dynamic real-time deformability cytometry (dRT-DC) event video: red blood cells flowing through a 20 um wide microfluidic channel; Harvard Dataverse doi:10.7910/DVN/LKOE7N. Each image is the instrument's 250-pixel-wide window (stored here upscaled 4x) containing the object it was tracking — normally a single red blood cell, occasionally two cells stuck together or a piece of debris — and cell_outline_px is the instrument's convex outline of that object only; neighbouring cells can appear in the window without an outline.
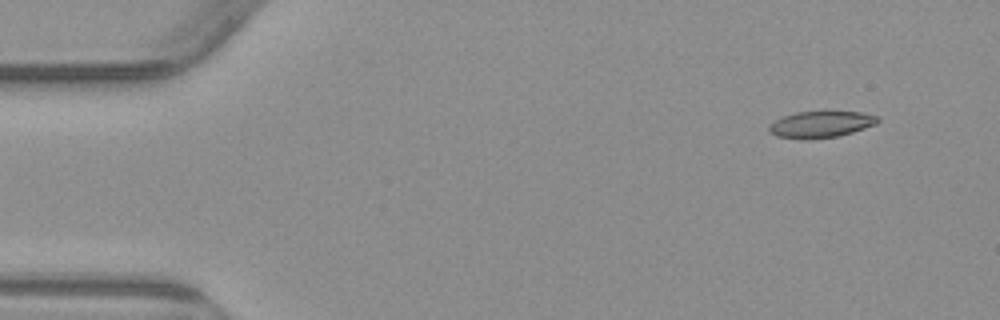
{"species": "common noctule bat (a hibernating species)", "species_latin": "Nyctalus noctula", "temperature_condition": "warm", "stored_images_in_passage": 4, "camera_frame_rate_fps": 3000, "um_per_image_px": 0.085, "animal": {"sex": "male", "body_mass_g": 23.1, "forearm_length_mm": 52.7}, "frame": {"image": 1, "passage_image": 1, "time_ms": 0.0, "image_size_px": [1000, 320], "cell_outline_px": [[880, 120], [876, 124], [852, 132], [836, 136], [808, 140], [804, 140], [776, 136], [768, 128], [776, 120], [784, 116], [796, 112], [860, 112], [876, 116]], "centroid_in_image_um": [69.77, 10.58], "position_along_channel_um": 15.2, "area_um2": 16.47}}
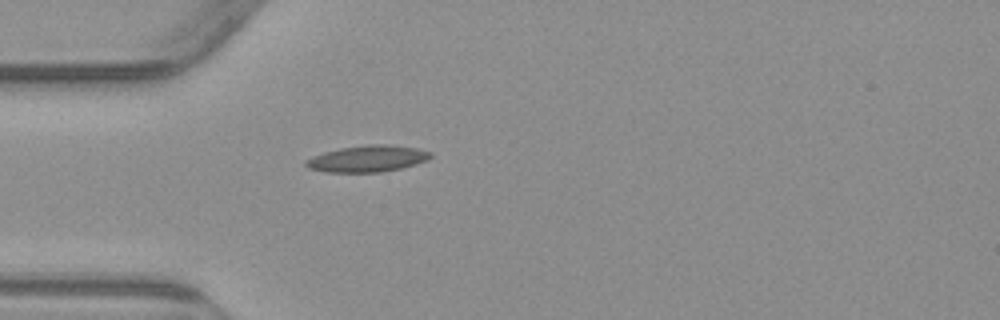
{"frame": {"image": 2, "passage_image": 4, "time_ms": 3.667, "image_size_px": [1000, 320], "cell_outline_px": [[432, 156], [428, 160], [416, 164], [400, 168], [380, 172], [328, 172], [308, 168], [304, 164], [304, 160], [324, 152], [340, 148], [368, 144], [388, 144], [416, 148], [432, 152]], "centroid_in_image_um": [31.24, 13.48], "position_along_channel_um": 53.8, "area_um2": 19.25}}